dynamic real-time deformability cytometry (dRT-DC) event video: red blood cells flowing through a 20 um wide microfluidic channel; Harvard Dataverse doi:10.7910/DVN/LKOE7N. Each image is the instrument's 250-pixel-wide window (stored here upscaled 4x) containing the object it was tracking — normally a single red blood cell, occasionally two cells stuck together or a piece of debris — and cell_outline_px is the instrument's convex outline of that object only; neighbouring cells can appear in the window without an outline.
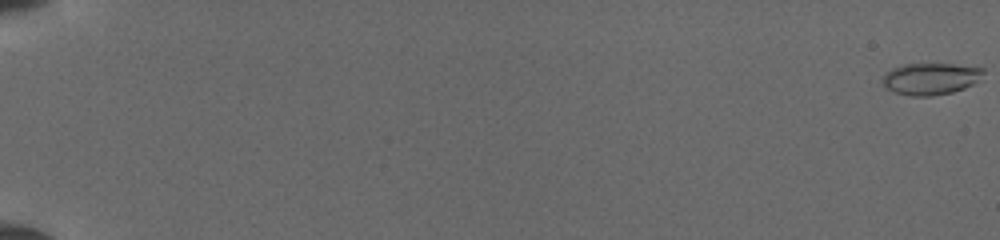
{"species": "common noctule bat (a hibernating species)", "species_latin": "Nyctalus noctula", "temperature_condition": "cold", "stored_images_in_passage": 11, "camera_frame_rate_fps": 3000, "um_per_image_px": 0.085, "animal": {"sex": "female", "body_mass_g": 19.5, "forearm_length_mm": 54.1}, "frame": {"image": 1, "passage_image": 1, "time_ms": 0.0, "image_size_px": [1000, 240], "cell_outline_px": [[984, 72], [972, 84], [964, 88], [952, 92], [932, 96], [912, 96], [896, 92], [888, 88], [880, 80], [884, 72], [892, 68], [904, 64], [952, 64], [984, 68]], "centroid_in_image_um": [79.05, 6.68], "position_along_channel_um": 5.9, "area_um2": 18.5}}